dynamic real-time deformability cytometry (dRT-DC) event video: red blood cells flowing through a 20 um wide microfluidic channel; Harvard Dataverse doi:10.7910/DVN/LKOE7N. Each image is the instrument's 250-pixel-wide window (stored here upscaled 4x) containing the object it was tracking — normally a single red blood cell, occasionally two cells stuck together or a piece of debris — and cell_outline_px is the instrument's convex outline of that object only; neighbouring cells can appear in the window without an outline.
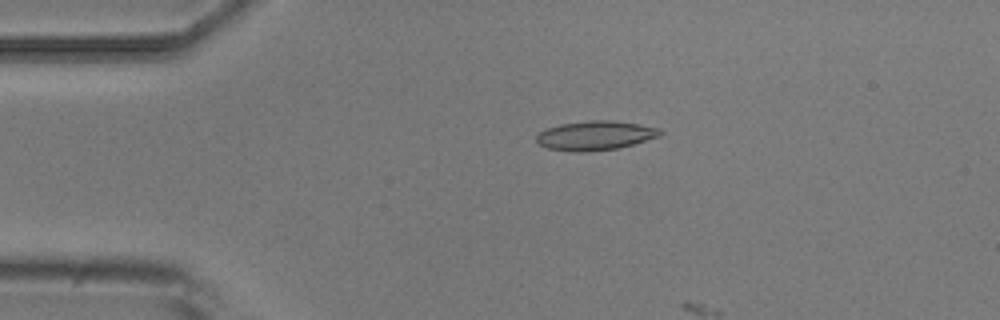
{"species": "common noctule bat (a hibernating species)", "species_latin": "Nyctalus noctula", "temperature_condition": "room temperature", "stored_images_in_passage": 4, "camera_frame_rate_fps": 3000, "um_per_image_px": 0.085, "animal": {"sex": "male", "body_mass_g": 20.5, "forearm_length_mm": 52.5}, "frame": {"image": 1, "passage_image": 3, "time_ms": 2.0, "image_size_px": [1000, 320], "cell_outline_px": [[664, 132], [660, 136], [620, 148], [580, 152], [576, 152], [548, 148], [540, 144], [536, 140], [536, 136], [544, 128], [560, 124], [588, 120], [612, 120], [640, 124], [660, 128]], "centroid_in_image_um": [50.62, 11.5], "position_along_channel_um": 34.4, "area_um2": 21.21}}